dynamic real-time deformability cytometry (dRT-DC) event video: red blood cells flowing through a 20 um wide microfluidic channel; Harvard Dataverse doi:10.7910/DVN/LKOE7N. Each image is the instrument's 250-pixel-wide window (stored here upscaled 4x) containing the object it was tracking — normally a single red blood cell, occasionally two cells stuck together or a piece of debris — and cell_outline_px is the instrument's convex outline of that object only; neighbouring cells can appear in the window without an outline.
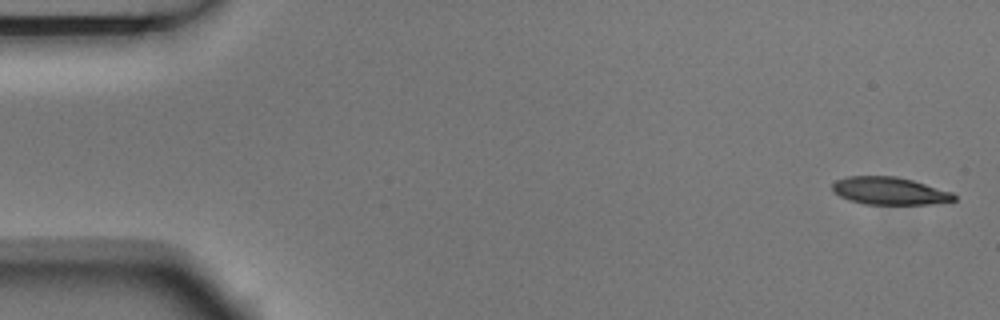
{"species": "Egyptian fruit bat (a non-hibernating species)", "species_latin": "Rousettus aegyptiacus", "temperature_condition": "room temperature", "stored_images_in_passage": 5, "camera_frame_rate_fps": 3000, "um_per_image_px": 0.085, "animal": {"sex": "male"}, "frame": {"image": 1, "passage_image": 1, "time_ms": 0.0, "image_size_px": [1000, 320], "cell_outline_px": [[956, 200], [928, 204], [864, 204], [848, 200], [832, 192], [832, 184], [836, 180], [848, 176], [896, 176], [912, 180], [952, 192], [956, 196]], "centroid_in_image_um": [75.57, 16.22], "position_along_channel_um": 9.4, "area_um2": 19.54}}
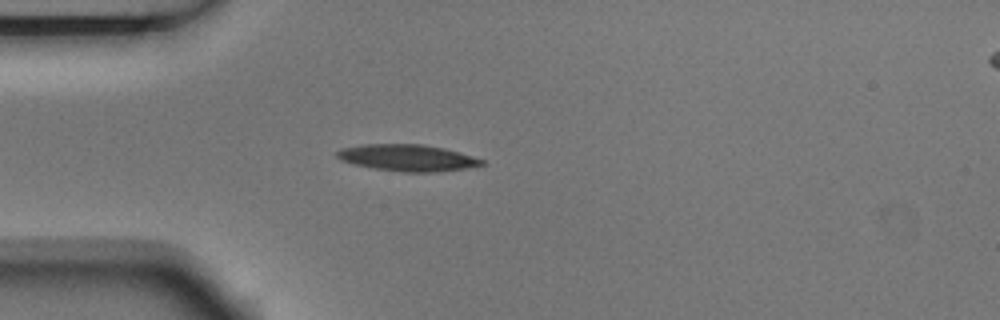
{"frame": {"image": 2, "passage_image": 5, "time_ms": 1.333, "image_size_px": [1000, 320], "cell_outline_px": [[484, 164], [468, 168], [436, 172], [404, 172], [376, 168], [352, 164], [340, 160], [336, 156], [336, 152], [340, 148], [364, 144], [420, 144], [444, 148], [472, 156], [484, 160]], "centroid_in_image_um": [34.61, 13.41], "position_along_channel_um": 50.4, "area_um2": 22.37}}